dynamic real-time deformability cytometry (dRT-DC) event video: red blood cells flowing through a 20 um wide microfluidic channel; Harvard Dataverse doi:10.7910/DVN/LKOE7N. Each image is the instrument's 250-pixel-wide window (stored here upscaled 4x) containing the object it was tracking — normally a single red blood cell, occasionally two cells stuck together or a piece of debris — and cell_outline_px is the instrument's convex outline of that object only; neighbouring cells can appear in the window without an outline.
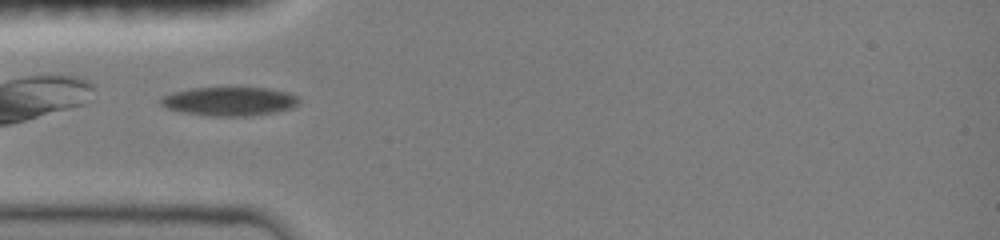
{"species": "common noctule bat (a hibernating species)", "species_latin": "Nyctalus noctula", "temperature_condition": "room temperature", "stored_images_in_passage": 8, "camera_frame_rate_fps": 3000, "um_per_image_px": 0.085, "animal": {"sex": "female", "body_mass_g": 19.0, "forearm_length_mm": 51.5}, "frame": {"image": 1, "passage_image": 2, "time_ms": 0.333, "image_size_px": [1000, 240], "cell_outline_px": [[300, 104], [292, 108], [276, 112], [248, 116], [212, 116], [184, 112], [168, 108], [160, 104], [160, 100], [164, 96], [172, 92], [192, 88], [268, 88], [288, 92], [300, 96]], "centroid_in_image_um": [19.58, 8.61], "position_along_channel_um": 65.4, "area_um2": 23.24}}
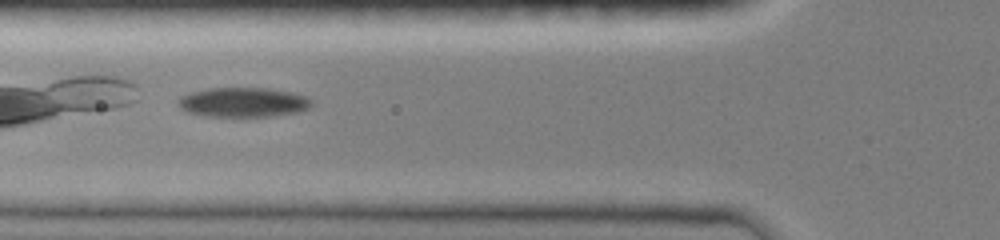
{"frame": {"image": 2, "passage_image": 5, "time_ms": 1.333, "image_size_px": [1000, 240], "cell_outline_px": [[312, 104], [308, 108], [296, 112], [268, 116], [208, 116], [184, 112], [176, 104], [176, 100], [180, 96], [188, 92], [208, 88], [268, 88], [292, 92], [308, 96], [312, 100]], "centroid_in_image_um": [20.6, 8.68], "position_along_channel_um": 105.2, "area_um2": 23.24}}